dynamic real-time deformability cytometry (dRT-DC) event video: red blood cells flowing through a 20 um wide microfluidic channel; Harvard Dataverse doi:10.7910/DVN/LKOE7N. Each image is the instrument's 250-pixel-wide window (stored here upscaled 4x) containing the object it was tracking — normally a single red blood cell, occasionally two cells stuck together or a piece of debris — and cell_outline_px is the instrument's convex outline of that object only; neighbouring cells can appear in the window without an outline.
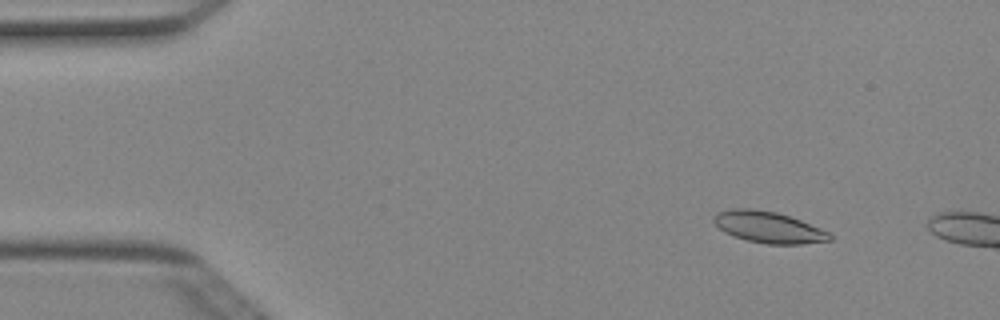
{"species": "Egyptian fruit bat (a non-hibernating species)", "species_latin": "Rousettus aegyptiacus", "temperature_condition": "cold", "stored_images_in_passage": 10, "camera_frame_rate_fps": 3000, "um_per_image_px": 0.085, "animal": {"sex": "female"}, "frame": {"image": 1, "passage_image": 6, "time_ms": 1.667, "image_size_px": [1000, 320], "cell_outline_px": [[832, 240], [800, 244], [764, 244], [748, 240], [724, 232], [712, 220], [712, 216], [716, 212], [732, 208], [752, 208], [776, 212], [800, 220], [820, 228], [828, 232], [832, 236]], "centroid_in_image_um": [65.29, 19.3], "position_along_channel_um": 19.7, "area_um2": 21.1}}